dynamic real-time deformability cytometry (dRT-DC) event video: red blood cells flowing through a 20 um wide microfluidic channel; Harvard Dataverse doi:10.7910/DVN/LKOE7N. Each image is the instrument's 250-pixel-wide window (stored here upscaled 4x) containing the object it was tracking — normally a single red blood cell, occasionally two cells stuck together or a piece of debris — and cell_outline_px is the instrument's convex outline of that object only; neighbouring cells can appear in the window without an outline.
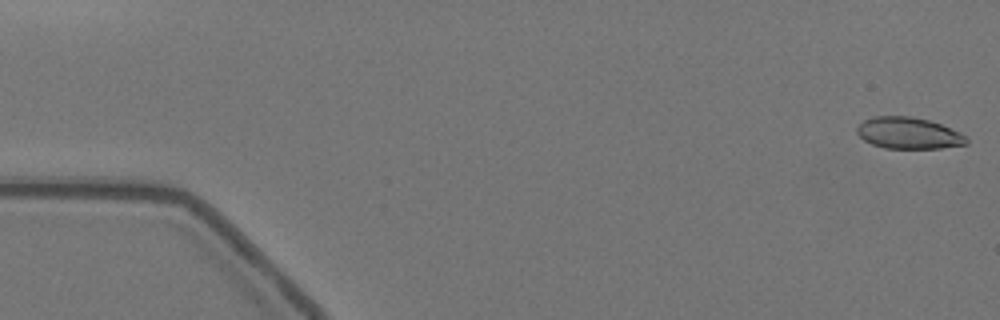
{"species": "Egyptian fruit bat (a non-hibernating species)", "species_latin": "Rousettus aegyptiacus", "temperature_condition": "warm", "stored_images_in_passage": 43, "camera_frame_rate_fps": 3000, "um_per_image_px": 0.085, "animal": {"sex": "female"}, "frame": {"image": 1, "passage_image": 1, "time_ms": 0.0, "image_size_px": [1000, 320], "cell_outline_px": [[968, 144], [940, 148], [884, 148], [872, 144], [864, 140], [856, 132], [856, 128], [864, 120], [872, 116], [912, 116], [928, 120], [940, 124], [960, 132], [968, 140]], "centroid_in_image_um": [77.21, 11.31], "position_along_channel_um": 7.8, "area_um2": 20.06}}